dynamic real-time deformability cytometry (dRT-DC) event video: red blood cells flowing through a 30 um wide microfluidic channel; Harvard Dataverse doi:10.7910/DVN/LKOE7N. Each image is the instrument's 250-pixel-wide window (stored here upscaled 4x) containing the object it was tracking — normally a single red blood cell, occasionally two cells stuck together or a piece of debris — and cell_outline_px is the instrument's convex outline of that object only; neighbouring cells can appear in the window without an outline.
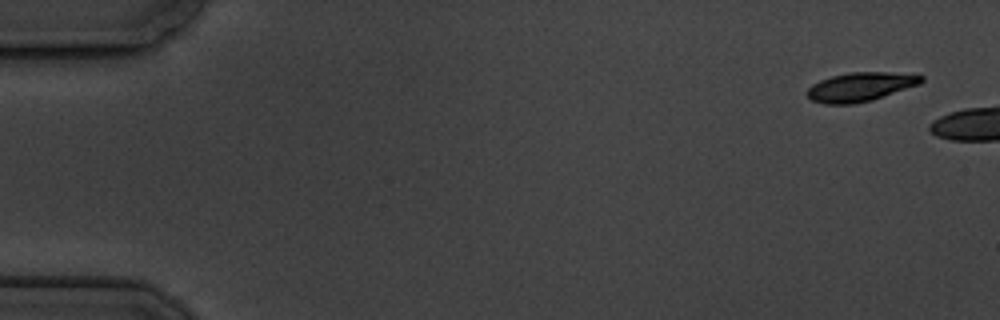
{"species": "common noctule bat (a hibernating species)", "species_latin": "Nyctalus noctula", "temperature_condition": "cold", "stored_images_in_passage": 4, "camera_frame_rate_fps": 3000, "um_per_image_px": 0.085, "animal": {"sex": "male", "body_mass_g": 19.5, "forearm_length_mm": 54.6}, "frame": {"image": 1, "passage_image": 1, "time_ms": 0.0, "image_size_px": [1000, 320], "cell_outline_px": [[924, 80], [920, 84], [872, 100], [852, 104], [824, 104], [812, 100], [804, 92], [812, 84], [820, 80], [832, 76], [848, 72], [888, 72], [924, 76]], "centroid_in_image_um": [73.1, 7.38], "position_along_channel_um": 11.9, "area_um2": 19.25}}